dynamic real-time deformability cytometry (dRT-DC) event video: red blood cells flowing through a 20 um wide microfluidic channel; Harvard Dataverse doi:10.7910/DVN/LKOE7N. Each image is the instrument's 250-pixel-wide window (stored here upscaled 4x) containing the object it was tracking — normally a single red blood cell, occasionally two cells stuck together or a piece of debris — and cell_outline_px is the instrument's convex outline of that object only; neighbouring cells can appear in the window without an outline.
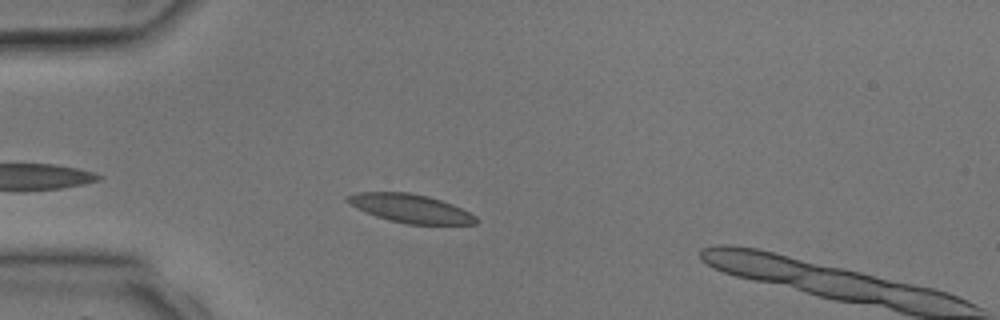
{"species": "common noctule bat (a hibernating species)", "species_latin": "Nyctalus noctula", "temperature_condition": "room temperature", "stored_images_in_passage": 6, "camera_frame_rate_fps": 3000, "um_per_image_px": 0.085, "animal": {"sex": "male", "body_mass_g": 17.9, "forearm_length_mm": 54.2}, "frame": {"image": 1, "passage_image": 5, "time_ms": 5.0, "image_size_px": [1000, 320], "cell_outline_px": [[476, 224], [408, 224], [376, 216], [344, 200], [344, 196], [356, 192], [408, 192], [428, 196], [452, 204], [476, 216]], "centroid_in_image_um": [34.88, 17.7], "position_along_channel_um": 50.1, "area_um2": 20.92}}